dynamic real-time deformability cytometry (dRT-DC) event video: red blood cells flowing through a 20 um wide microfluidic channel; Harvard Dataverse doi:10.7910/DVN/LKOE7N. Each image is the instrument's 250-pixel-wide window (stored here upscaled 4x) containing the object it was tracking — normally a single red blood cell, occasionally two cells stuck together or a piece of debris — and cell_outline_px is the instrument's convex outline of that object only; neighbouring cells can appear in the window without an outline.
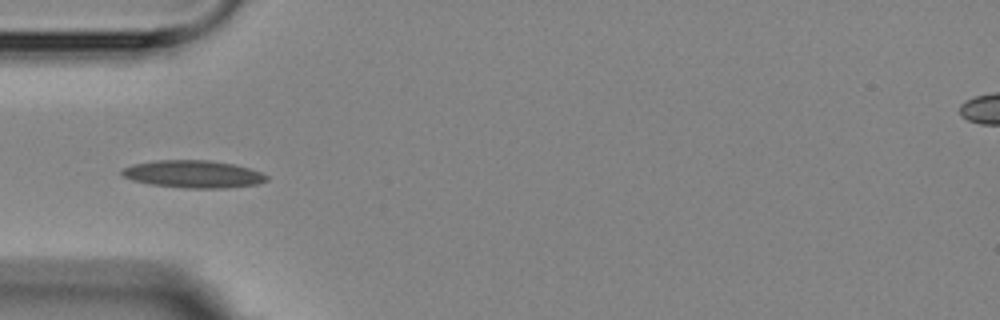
{"species": "Egyptian fruit bat (a non-hibernating species)", "species_latin": "Rousettus aegyptiacus", "temperature_condition": "room temperature", "stored_images_in_passage": 10, "camera_frame_rate_fps": 3000, "um_per_image_px": 0.085, "animal": {"sex": "female"}, "frame": {"image": 1, "passage_image": 5, "time_ms": 4.667, "image_size_px": [1000, 320], "cell_outline_px": [[268, 180], [256, 184], [224, 188], [184, 188], [152, 184], [132, 180], [124, 176], [120, 172], [124, 168], [132, 164], [156, 160], [208, 160], [232, 164], [248, 168], [260, 172], [268, 176]], "centroid_in_image_um": [16.41, 14.79], "position_along_channel_um": 68.6, "area_um2": 22.95}}
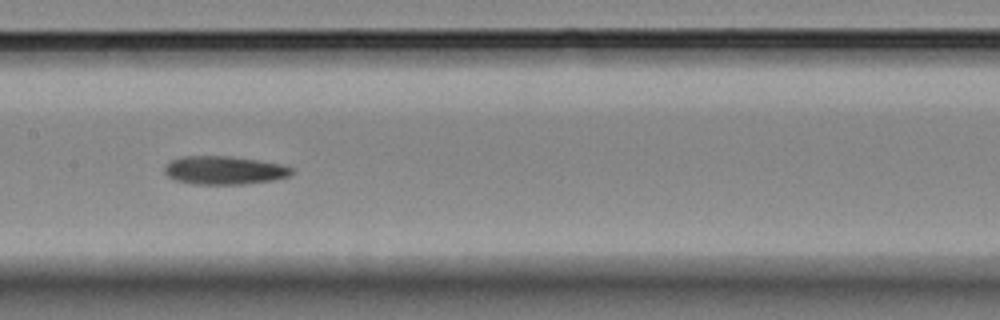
{"frame": {"image": 2, "passage_image": 8, "time_ms": 8.0, "image_size_px": [1000, 320], "cell_outline_px": [[292, 172], [288, 176], [272, 180], [244, 184], [196, 184], [176, 180], [168, 176], [164, 172], [164, 168], [172, 160], [180, 156], [232, 156], [280, 164], [292, 168]], "centroid_in_image_um": [19.03, 14.47], "position_along_channel_um": 188.4, "area_um2": 20.75}}
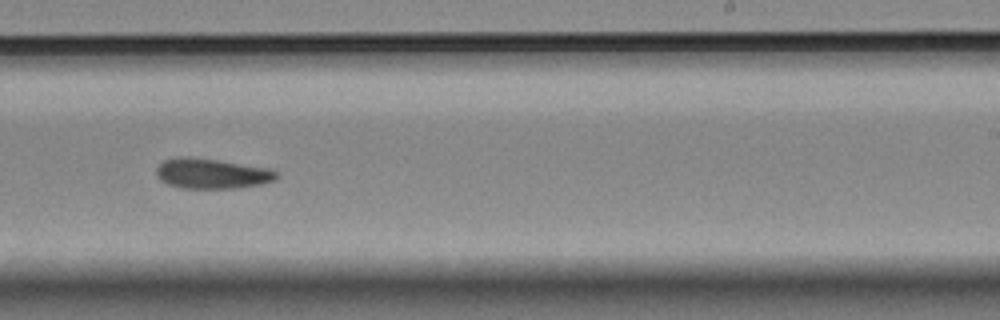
{"frame": {"image": 3, "passage_image": 10, "time_ms": 10.333, "image_size_px": [1000, 320], "cell_outline_px": [[280, 176], [276, 180], [260, 184], [236, 188], [180, 188], [168, 184], [160, 180], [156, 176], [156, 168], [164, 160], [176, 156], [192, 156], [220, 160], [272, 168]], "centroid_in_image_um": [18.01, 14.73], "position_along_channel_um": 271.0, "area_um2": 21.56}}